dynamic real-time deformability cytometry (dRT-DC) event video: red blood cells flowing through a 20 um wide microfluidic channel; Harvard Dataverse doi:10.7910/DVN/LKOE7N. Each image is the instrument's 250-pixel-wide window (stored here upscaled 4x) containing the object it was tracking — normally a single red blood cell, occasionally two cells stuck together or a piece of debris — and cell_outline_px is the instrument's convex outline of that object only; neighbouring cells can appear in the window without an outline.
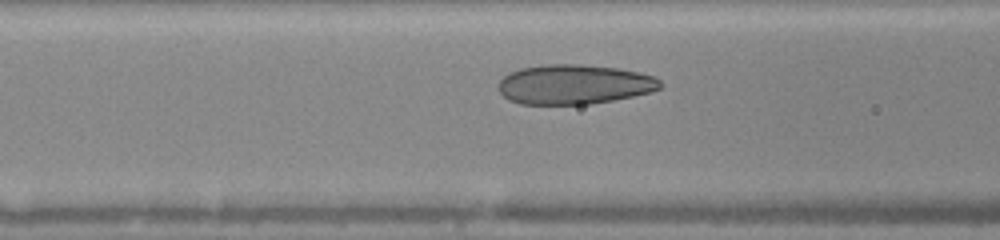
{"species": "human", "species_latin": "Homo sapiens", "temperature_condition": "warm", "stored_images_in_passage": 6, "camera_frame_rate_fps": 3000, "um_per_image_px": 0.085, "donor": {"sex": "female"}, "frame": {"image": 1, "passage_image": 5, "time_ms": 1.667, "image_size_px": [1000, 240], "cell_outline_px": [[664, 84], [660, 88], [648, 92], [632, 96], [612, 100], [588, 104], [520, 104], [508, 100], [500, 92], [500, 80], [508, 72], [520, 68], [544, 64], [576, 64], [616, 68], [640, 72], [656, 76]], "centroid_in_image_um": [48.8, 7.17], "position_along_channel_um": 117.8, "area_um2": 37.4}}